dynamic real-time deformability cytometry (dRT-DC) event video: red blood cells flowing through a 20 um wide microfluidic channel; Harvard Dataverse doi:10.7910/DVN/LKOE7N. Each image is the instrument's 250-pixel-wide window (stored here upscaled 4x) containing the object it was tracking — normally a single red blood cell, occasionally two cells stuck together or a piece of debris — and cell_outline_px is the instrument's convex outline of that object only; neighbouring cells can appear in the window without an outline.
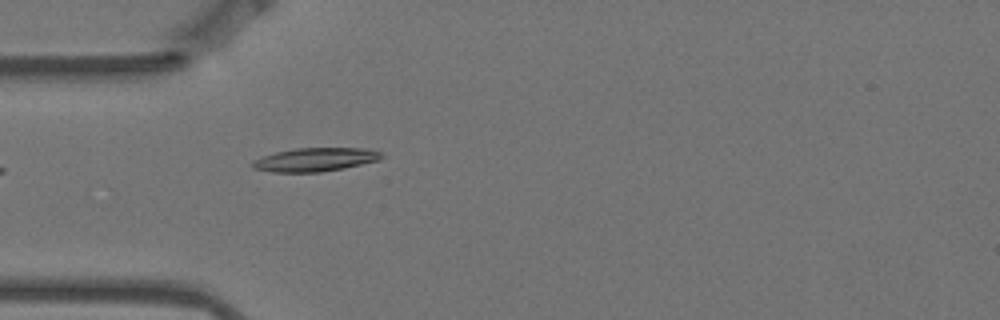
{"species": "Egyptian fruit bat (a non-hibernating species)", "species_latin": "Rousettus aegyptiacus", "temperature_condition": "warm", "stored_images_in_passage": 2, "camera_frame_rate_fps": 3000, "um_per_image_px": 0.085, "animal": {"sex": "female"}, "frame": {"image": 1, "passage_image": 2, "time_ms": 0.333, "image_size_px": [1000, 320], "cell_outline_px": [[384, 156], [380, 160], [344, 168], [320, 172], [272, 172], [252, 168], [248, 164], [252, 160], [276, 152], [296, 148], [364, 148], [380, 152]], "centroid_in_image_um": [26.76, 13.57], "position_along_channel_um": 58.2, "area_um2": 17.8}}